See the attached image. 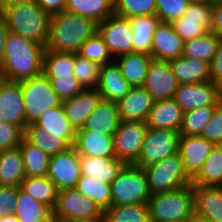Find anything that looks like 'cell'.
I'll list each match as a JSON object with an SVG mask.
<instances>
[{"label": "cell", "instance_id": "6da1fadb", "mask_svg": "<svg viewBox=\"0 0 222 222\" xmlns=\"http://www.w3.org/2000/svg\"><path fill=\"white\" fill-rule=\"evenodd\" d=\"M46 47L8 32L0 78L21 82L43 74V57Z\"/></svg>", "mask_w": 222, "mask_h": 222}, {"label": "cell", "instance_id": "7a4b0ae2", "mask_svg": "<svg viewBox=\"0 0 222 222\" xmlns=\"http://www.w3.org/2000/svg\"><path fill=\"white\" fill-rule=\"evenodd\" d=\"M97 25L91 18L66 11L54 14L50 19L46 50L78 53L86 40L97 32Z\"/></svg>", "mask_w": 222, "mask_h": 222}, {"label": "cell", "instance_id": "3957f363", "mask_svg": "<svg viewBox=\"0 0 222 222\" xmlns=\"http://www.w3.org/2000/svg\"><path fill=\"white\" fill-rule=\"evenodd\" d=\"M0 13L10 32L35 41L46 47L49 39L51 16L34 1L0 4Z\"/></svg>", "mask_w": 222, "mask_h": 222}, {"label": "cell", "instance_id": "277c9868", "mask_svg": "<svg viewBox=\"0 0 222 222\" xmlns=\"http://www.w3.org/2000/svg\"><path fill=\"white\" fill-rule=\"evenodd\" d=\"M148 207L151 222L190 221L195 216L193 185L151 195Z\"/></svg>", "mask_w": 222, "mask_h": 222}, {"label": "cell", "instance_id": "5b68a950", "mask_svg": "<svg viewBox=\"0 0 222 222\" xmlns=\"http://www.w3.org/2000/svg\"><path fill=\"white\" fill-rule=\"evenodd\" d=\"M152 195L171 192L192 184L179 152L143 168Z\"/></svg>", "mask_w": 222, "mask_h": 222}, {"label": "cell", "instance_id": "8992f818", "mask_svg": "<svg viewBox=\"0 0 222 222\" xmlns=\"http://www.w3.org/2000/svg\"><path fill=\"white\" fill-rule=\"evenodd\" d=\"M25 107V123H35L48 109L59 107L63 101L44 74L19 82Z\"/></svg>", "mask_w": 222, "mask_h": 222}, {"label": "cell", "instance_id": "52a82bcc", "mask_svg": "<svg viewBox=\"0 0 222 222\" xmlns=\"http://www.w3.org/2000/svg\"><path fill=\"white\" fill-rule=\"evenodd\" d=\"M143 168L125 165L111 183V205L148 203L151 197Z\"/></svg>", "mask_w": 222, "mask_h": 222}, {"label": "cell", "instance_id": "ba28073f", "mask_svg": "<svg viewBox=\"0 0 222 222\" xmlns=\"http://www.w3.org/2000/svg\"><path fill=\"white\" fill-rule=\"evenodd\" d=\"M179 131L147 128L141 151L134 166L144 168L179 152Z\"/></svg>", "mask_w": 222, "mask_h": 222}, {"label": "cell", "instance_id": "9c48e42d", "mask_svg": "<svg viewBox=\"0 0 222 222\" xmlns=\"http://www.w3.org/2000/svg\"><path fill=\"white\" fill-rule=\"evenodd\" d=\"M103 211L77 189L58 191L57 201L53 208L54 222H65L100 216Z\"/></svg>", "mask_w": 222, "mask_h": 222}, {"label": "cell", "instance_id": "30bf717a", "mask_svg": "<svg viewBox=\"0 0 222 222\" xmlns=\"http://www.w3.org/2000/svg\"><path fill=\"white\" fill-rule=\"evenodd\" d=\"M148 126L144 121H121L113 134L115 157L134 165L139 157Z\"/></svg>", "mask_w": 222, "mask_h": 222}, {"label": "cell", "instance_id": "8fae6325", "mask_svg": "<svg viewBox=\"0 0 222 222\" xmlns=\"http://www.w3.org/2000/svg\"><path fill=\"white\" fill-rule=\"evenodd\" d=\"M97 32L114 59L123 54L133 53V32L129 18L114 13L98 23Z\"/></svg>", "mask_w": 222, "mask_h": 222}, {"label": "cell", "instance_id": "7c38bea8", "mask_svg": "<svg viewBox=\"0 0 222 222\" xmlns=\"http://www.w3.org/2000/svg\"><path fill=\"white\" fill-rule=\"evenodd\" d=\"M213 5L212 2L189 4L183 16L171 22L173 30L184 42L211 32Z\"/></svg>", "mask_w": 222, "mask_h": 222}, {"label": "cell", "instance_id": "4fadbf2b", "mask_svg": "<svg viewBox=\"0 0 222 222\" xmlns=\"http://www.w3.org/2000/svg\"><path fill=\"white\" fill-rule=\"evenodd\" d=\"M47 177L58 191L75 188L81 177L80 156L74 146L50 156Z\"/></svg>", "mask_w": 222, "mask_h": 222}, {"label": "cell", "instance_id": "5bb4252c", "mask_svg": "<svg viewBox=\"0 0 222 222\" xmlns=\"http://www.w3.org/2000/svg\"><path fill=\"white\" fill-rule=\"evenodd\" d=\"M174 100L184 113L205 106H217L221 102L220 86L212 81L180 84Z\"/></svg>", "mask_w": 222, "mask_h": 222}, {"label": "cell", "instance_id": "9a60e30c", "mask_svg": "<svg viewBox=\"0 0 222 222\" xmlns=\"http://www.w3.org/2000/svg\"><path fill=\"white\" fill-rule=\"evenodd\" d=\"M179 85L169 61L151 59L143 87L154 101L174 98Z\"/></svg>", "mask_w": 222, "mask_h": 222}, {"label": "cell", "instance_id": "2e32d148", "mask_svg": "<svg viewBox=\"0 0 222 222\" xmlns=\"http://www.w3.org/2000/svg\"><path fill=\"white\" fill-rule=\"evenodd\" d=\"M0 121L14 124L23 130L27 127L19 82L0 78Z\"/></svg>", "mask_w": 222, "mask_h": 222}, {"label": "cell", "instance_id": "e0dca14e", "mask_svg": "<svg viewBox=\"0 0 222 222\" xmlns=\"http://www.w3.org/2000/svg\"><path fill=\"white\" fill-rule=\"evenodd\" d=\"M215 145L200 136H181L179 154L188 176L193 179L201 170L203 163L209 157Z\"/></svg>", "mask_w": 222, "mask_h": 222}, {"label": "cell", "instance_id": "ac0fdd59", "mask_svg": "<svg viewBox=\"0 0 222 222\" xmlns=\"http://www.w3.org/2000/svg\"><path fill=\"white\" fill-rule=\"evenodd\" d=\"M184 41L173 30L171 23L159 22L153 33L151 57L169 61L182 56Z\"/></svg>", "mask_w": 222, "mask_h": 222}, {"label": "cell", "instance_id": "d6986e66", "mask_svg": "<svg viewBox=\"0 0 222 222\" xmlns=\"http://www.w3.org/2000/svg\"><path fill=\"white\" fill-rule=\"evenodd\" d=\"M152 96L143 86L131 87L117 103L121 121H144L153 106Z\"/></svg>", "mask_w": 222, "mask_h": 222}, {"label": "cell", "instance_id": "ffe728a7", "mask_svg": "<svg viewBox=\"0 0 222 222\" xmlns=\"http://www.w3.org/2000/svg\"><path fill=\"white\" fill-rule=\"evenodd\" d=\"M195 216L222 222V186L193 185Z\"/></svg>", "mask_w": 222, "mask_h": 222}, {"label": "cell", "instance_id": "44dd1931", "mask_svg": "<svg viewBox=\"0 0 222 222\" xmlns=\"http://www.w3.org/2000/svg\"><path fill=\"white\" fill-rule=\"evenodd\" d=\"M101 99L97 89H83L73 98L63 100L62 105L66 117L75 130L83 127L86 119L93 113Z\"/></svg>", "mask_w": 222, "mask_h": 222}, {"label": "cell", "instance_id": "7402d4cb", "mask_svg": "<svg viewBox=\"0 0 222 222\" xmlns=\"http://www.w3.org/2000/svg\"><path fill=\"white\" fill-rule=\"evenodd\" d=\"M132 86L123 77L119 65L114 60L102 65L97 90L101 98L118 103L130 90Z\"/></svg>", "mask_w": 222, "mask_h": 222}, {"label": "cell", "instance_id": "603a6c76", "mask_svg": "<svg viewBox=\"0 0 222 222\" xmlns=\"http://www.w3.org/2000/svg\"><path fill=\"white\" fill-rule=\"evenodd\" d=\"M184 112L174 98L154 101L149 111L146 125L153 129L179 131Z\"/></svg>", "mask_w": 222, "mask_h": 222}, {"label": "cell", "instance_id": "cb8c5ba5", "mask_svg": "<svg viewBox=\"0 0 222 222\" xmlns=\"http://www.w3.org/2000/svg\"><path fill=\"white\" fill-rule=\"evenodd\" d=\"M120 122L117 103L101 99L96 109L86 119L83 127L76 131H91L113 135Z\"/></svg>", "mask_w": 222, "mask_h": 222}, {"label": "cell", "instance_id": "d4e9b609", "mask_svg": "<svg viewBox=\"0 0 222 222\" xmlns=\"http://www.w3.org/2000/svg\"><path fill=\"white\" fill-rule=\"evenodd\" d=\"M74 147L79 156L115 157L113 135L76 131Z\"/></svg>", "mask_w": 222, "mask_h": 222}, {"label": "cell", "instance_id": "484cf974", "mask_svg": "<svg viewBox=\"0 0 222 222\" xmlns=\"http://www.w3.org/2000/svg\"><path fill=\"white\" fill-rule=\"evenodd\" d=\"M81 175L111 184L125 164L116 157L80 156Z\"/></svg>", "mask_w": 222, "mask_h": 222}, {"label": "cell", "instance_id": "4316f807", "mask_svg": "<svg viewBox=\"0 0 222 222\" xmlns=\"http://www.w3.org/2000/svg\"><path fill=\"white\" fill-rule=\"evenodd\" d=\"M35 124L43 128L51 136L62 137L71 146H74L76 141V130L66 117L63 105L45 111Z\"/></svg>", "mask_w": 222, "mask_h": 222}, {"label": "cell", "instance_id": "83f0119b", "mask_svg": "<svg viewBox=\"0 0 222 222\" xmlns=\"http://www.w3.org/2000/svg\"><path fill=\"white\" fill-rule=\"evenodd\" d=\"M169 63L179 84L210 81V65L202 60L180 56Z\"/></svg>", "mask_w": 222, "mask_h": 222}, {"label": "cell", "instance_id": "f1b7e54d", "mask_svg": "<svg viewBox=\"0 0 222 222\" xmlns=\"http://www.w3.org/2000/svg\"><path fill=\"white\" fill-rule=\"evenodd\" d=\"M15 216L19 222H54L53 210L33 199L20 186L16 201Z\"/></svg>", "mask_w": 222, "mask_h": 222}, {"label": "cell", "instance_id": "f546056e", "mask_svg": "<svg viewBox=\"0 0 222 222\" xmlns=\"http://www.w3.org/2000/svg\"><path fill=\"white\" fill-rule=\"evenodd\" d=\"M152 57L144 53H128L116 57L123 77L132 86H143Z\"/></svg>", "mask_w": 222, "mask_h": 222}, {"label": "cell", "instance_id": "4dcf8cb0", "mask_svg": "<svg viewBox=\"0 0 222 222\" xmlns=\"http://www.w3.org/2000/svg\"><path fill=\"white\" fill-rule=\"evenodd\" d=\"M21 150L18 147L0 152V186H20L25 179Z\"/></svg>", "mask_w": 222, "mask_h": 222}, {"label": "cell", "instance_id": "1f68e13d", "mask_svg": "<svg viewBox=\"0 0 222 222\" xmlns=\"http://www.w3.org/2000/svg\"><path fill=\"white\" fill-rule=\"evenodd\" d=\"M129 19L133 32V53H144L151 56L153 33L160 19L156 15L133 16Z\"/></svg>", "mask_w": 222, "mask_h": 222}, {"label": "cell", "instance_id": "d6a6232c", "mask_svg": "<svg viewBox=\"0 0 222 222\" xmlns=\"http://www.w3.org/2000/svg\"><path fill=\"white\" fill-rule=\"evenodd\" d=\"M65 11L100 23L115 13L114 0H67Z\"/></svg>", "mask_w": 222, "mask_h": 222}, {"label": "cell", "instance_id": "836d02e7", "mask_svg": "<svg viewBox=\"0 0 222 222\" xmlns=\"http://www.w3.org/2000/svg\"><path fill=\"white\" fill-rule=\"evenodd\" d=\"M24 138L49 156L63 152L72 147L64 138L51 136L47 131L38 127L35 123L27 125L24 130Z\"/></svg>", "mask_w": 222, "mask_h": 222}, {"label": "cell", "instance_id": "e575fe53", "mask_svg": "<svg viewBox=\"0 0 222 222\" xmlns=\"http://www.w3.org/2000/svg\"><path fill=\"white\" fill-rule=\"evenodd\" d=\"M19 148L22 153L25 176L45 177L48 174L50 156L38 147L22 139Z\"/></svg>", "mask_w": 222, "mask_h": 222}, {"label": "cell", "instance_id": "d590c367", "mask_svg": "<svg viewBox=\"0 0 222 222\" xmlns=\"http://www.w3.org/2000/svg\"><path fill=\"white\" fill-rule=\"evenodd\" d=\"M192 185L222 186V145H215Z\"/></svg>", "mask_w": 222, "mask_h": 222}, {"label": "cell", "instance_id": "8d00e7d4", "mask_svg": "<svg viewBox=\"0 0 222 222\" xmlns=\"http://www.w3.org/2000/svg\"><path fill=\"white\" fill-rule=\"evenodd\" d=\"M75 189L91 199L102 211L111 206V184L109 183L81 175Z\"/></svg>", "mask_w": 222, "mask_h": 222}, {"label": "cell", "instance_id": "74e56055", "mask_svg": "<svg viewBox=\"0 0 222 222\" xmlns=\"http://www.w3.org/2000/svg\"><path fill=\"white\" fill-rule=\"evenodd\" d=\"M20 187L33 199L39 201L52 210L57 201L56 185L47 177H25Z\"/></svg>", "mask_w": 222, "mask_h": 222}, {"label": "cell", "instance_id": "f35d334b", "mask_svg": "<svg viewBox=\"0 0 222 222\" xmlns=\"http://www.w3.org/2000/svg\"><path fill=\"white\" fill-rule=\"evenodd\" d=\"M103 213L106 222H151L148 203L111 205Z\"/></svg>", "mask_w": 222, "mask_h": 222}, {"label": "cell", "instance_id": "ab89813d", "mask_svg": "<svg viewBox=\"0 0 222 222\" xmlns=\"http://www.w3.org/2000/svg\"><path fill=\"white\" fill-rule=\"evenodd\" d=\"M219 39L215 33L207 32L204 36L185 41L182 56L202 60L210 65L216 52Z\"/></svg>", "mask_w": 222, "mask_h": 222}, {"label": "cell", "instance_id": "60d3db41", "mask_svg": "<svg viewBox=\"0 0 222 222\" xmlns=\"http://www.w3.org/2000/svg\"><path fill=\"white\" fill-rule=\"evenodd\" d=\"M75 53L45 50L43 74L46 77L74 75Z\"/></svg>", "mask_w": 222, "mask_h": 222}, {"label": "cell", "instance_id": "b9f144b4", "mask_svg": "<svg viewBox=\"0 0 222 222\" xmlns=\"http://www.w3.org/2000/svg\"><path fill=\"white\" fill-rule=\"evenodd\" d=\"M216 106H205L187 111L179 133L181 136H200L203 128L210 122Z\"/></svg>", "mask_w": 222, "mask_h": 222}, {"label": "cell", "instance_id": "7bdbcfd3", "mask_svg": "<svg viewBox=\"0 0 222 222\" xmlns=\"http://www.w3.org/2000/svg\"><path fill=\"white\" fill-rule=\"evenodd\" d=\"M102 65L75 53L74 76L83 89H97Z\"/></svg>", "mask_w": 222, "mask_h": 222}, {"label": "cell", "instance_id": "ee69618b", "mask_svg": "<svg viewBox=\"0 0 222 222\" xmlns=\"http://www.w3.org/2000/svg\"><path fill=\"white\" fill-rule=\"evenodd\" d=\"M78 54L92 62L99 63L100 65H105L114 61L108 47L98 32L86 40L81 46Z\"/></svg>", "mask_w": 222, "mask_h": 222}, {"label": "cell", "instance_id": "f6af8a7d", "mask_svg": "<svg viewBox=\"0 0 222 222\" xmlns=\"http://www.w3.org/2000/svg\"><path fill=\"white\" fill-rule=\"evenodd\" d=\"M114 12L127 18L156 15V0H114Z\"/></svg>", "mask_w": 222, "mask_h": 222}, {"label": "cell", "instance_id": "bcb514c9", "mask_svg": "<svg viewBox=\"0 0 222 222\" xmlns=\"http://www.w3.org/2000/svg\"><path fill=\"white\" fill-rule=\"evenodd\" d=\"M188 0H156V16L161 22L171 23L186 12Z\"/></svg>", "mask_w": 222, "mask_h": 222}, {"label": "cell", "instance_id": "7dc6e473", "mask_svg": "<svg viewBox=\"0 0 222 222\" xmlns=\"http://www.w3.org/2000/svg\"><path fill=\"white\" fill-rule=\"evenodd\" d=\"M51 86L56 94L63 100L73 98L79 94L83 87L74 75H64L59 77H48Z\"/></svg>", "mask_w": 222, "mask_h": 222}, {"label": "cell", "instance_id": "c3c4849f", "mask_svg": "<svg viewBox=\"0 0 222 222\" xmlns=\"http://www.w3.org/2000/svg\"><path fill=\"white\" fill-rule=\"evenodd\" d=\"M23 138L21 127L0 121V152L18 147Z\"/></svg>", "mask_w": 222, "mask_h": 222}, {"label": "cell", "instance_id": "681fc988", "mask_svg": "<svg viewBox=\"0 0 222 222\" xmlns=\"http://www.w3.org/2000/svg\"><path fill=\"white\" fill-rule=\"evenodd\" d=\"M200 137L214 145H222V102L215 107L212 118L203 128Z\"/></svg>", "mask_w": 222, "mask_h": 222}, {"label": "cell", "instance_id": "f907efd6", "mask_svg": "<svg viewBox=\"0 0 222 222\" xmlns=\"http://www.w3.org/2000/svg\"><path fill=\"white\" fill-rule=\"evenodd\" d=\"M17 195L18 186H0V217L15 213Z\"/></svg>", "mask_w": 222, "mask_h": 222}, {"label": "cell", "instance_id": "816d5d0a", "mask_svg": "<svg viewBox=\"0 0 222 222\" xmlns=\"http://www.w3.org/2000/svg\"><path fill=\"white\" fill-rule=\"evenodd\" d=\"M210 81L218 86L222 85V38L219 39L216 52L210 63Z\"/></svg>", "mask_w": 222, "mask_h": 222}, {"label": "cell", "instance_id": "f5cc1de1", "mask_svg": "<svg viewBox=\"0 0 222 222\" xmlns=\"http://www.w3.org/2000/svg\"><path fill=\"white\" fill-rule=\"evenodd\" d=\"M39 7L50 16L64 12L67 0H35Z\"/></svg>", "mask_w": 222, "mask_h": 222}, {"label": "cell", "instance_id": "db71d44e", "mask_svg": "<svg viewBox=\"0 0 222 222\" xmlns=\"http://www.w3.org/2000/svg\"><path fill=\"white\" fill-rule=\"evenodd\" d=\"M211 32L222 38V3L213 5Z\"/></svg>", "mask_w": 222, "mask_h": 222}, {"label": "cell", "instance_id": "11a10c76", "mask_svg": "<svg viewBox=\"0 0 222 222\" xmlns=\"http://www.w3.org/2000/svg\"><path fill=\"white\" fill-rule=\"evenodd\" d=\"M9 32V29L6 24L4 16L0 13V69L3 64V56L5 50L6 37Z\"/></svg>", "mask_w": 222, "mask_h": 222}, {"label": "cell", "instance_id": "9f6ffc18", "mask_svg": "<svg viewBox=\"0 0 222 222\" xmlns=\"http://www.w3.org/2000/svg\"><path fill=\"white\" fill-rule=\"evenodd\" d=\"M65 222H106V219L104 213H102L100 216H96L93 218H84V219L70 220Z\"/></svg>", "mask_w": 222, "mask_h": 222}, {"label": "cell", "instance_id": "6f0895ef", "mask_svg": "<svg viewBox=\"0 0 222 222\" xmlns=\"http://www.w3.org/2000/svg\"><path fill=\"white\" fill-rule=\"evenodd\" d=\"M1 222H19L15 214H9L1 217Z\"/></svg>", "mask_w": 222, "mask_h": 222}, {"label": "cell", "instance_id": "680465c9", "mask_svg": "<svg viewBox=\"0 0 222 222\" xmlns=\"http://www.w3.org/2000/svg\"><path fill=\"white\" fill-rule=\"evenodd\" d=\"M34 0H0V4H16V3H25Z\"/></svg>", "mask_w": 222, "mask_h": 222}, {"label": "cell", "instance_id": "91938a15", "mask_svg": "<svg viewBox=\"0 0 222 222\" xmlns=\"http://www.w3.org/2000/svg\"><path fill=\"white\" fill-rule=\"evenodd\" d=\"M211 0H188L189 4L198 3V4H204V3H211Z\"/></svg>", "mask_w": 222, "mask_h": 222}, {"label": "cell", "instance_id": "94428289", "mask_svg": "<svg viewBox=\"0 0 222 222\" xmlns=\"http://www.w3.org/2000/svg\"><path fill=\"white\" fill-rule=\"evenodd\" d=\"M190 222H209V221L194 216V217L190 220Z\"/></svg>", "mask_w": 222, "mask_h": 222}, {"label": "cell", "instance_id": "6125c7cd", "mask_svg": "<svg viewBox=\"0 0 222 222\" xmlns=\"http://www.w3.org/2000/svg\"><path fill=\"white\" fill-rule=\"evenodd\" d=\"M213 4L222 3V0H211Z\"/></svg>", "mask_w": 222, "mask_h": 222}, {"label": "cell", "instance_id": "be15d7a7", "mask_svg": "<svg viewBox=\"0 0 222 222\" xmlns=\"http://www.w3.org/2000/svg\"><path fill=\"white\" fill-rule=\"evenodd\" d=\"M221 102H222V85L220 86Z\"/></svg>", "mask_w": 222, "mask_h": 222}, {"label": "cell", "instance_id": "e7e4bbea", "mask_svg": "<svg viewBox=\"0 0 222 222\" xmlns=\"http://www.w3.org/2000/svg\"><path fill=\"white\" fill-rule=\"evenodd\" d=\"M167 222H190V221H167Z\"/></svg>", "mask_w": 222, "mask_h": 222}]
</instances>
